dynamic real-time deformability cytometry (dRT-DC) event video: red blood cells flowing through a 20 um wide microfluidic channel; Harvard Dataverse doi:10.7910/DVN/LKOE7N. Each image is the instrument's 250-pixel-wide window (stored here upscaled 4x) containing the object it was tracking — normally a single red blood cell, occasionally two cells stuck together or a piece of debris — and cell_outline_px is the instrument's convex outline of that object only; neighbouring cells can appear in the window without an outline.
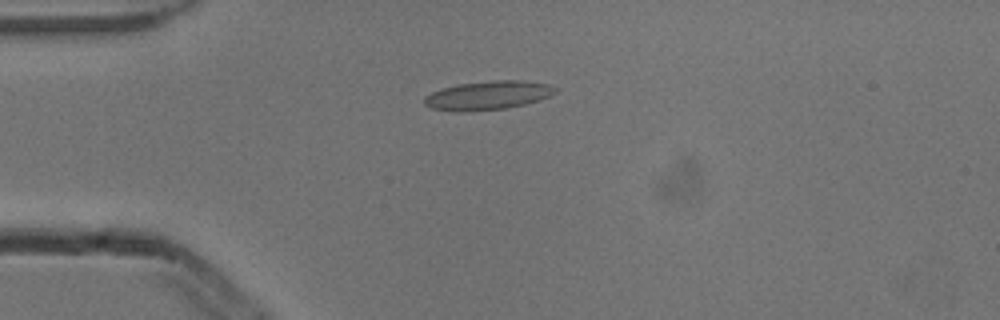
{"species": "common noctule bat (a hibernating species)", "species_latin": "Nyctalus noctula", "temperature_condition": "cold", "stored_images_in_passage": 4, "camera_frame_rate_fps": 3000, "um_per_image_px": 0.085, "animal": {"sex": "male", "body_mass_g": 13.3}, "frame": {"image": 1, "passage_image": 4, "time_ms": 1.0, "image_size_px": [1000, 320], "cell_outline_px": [[556, 92], [548, 96], [524, 104], [504, 108], [464, 112], [456, 112], [432, 108], [424, 104], [424, 96], [440, 88], [460, 84], [496, 80], [524, 80], [548, 84], [556, 88]], "centroid_in_image_um": [41.42, 8.1], "position_along_channel_um": 43.6, "area_um2": 21.79}}